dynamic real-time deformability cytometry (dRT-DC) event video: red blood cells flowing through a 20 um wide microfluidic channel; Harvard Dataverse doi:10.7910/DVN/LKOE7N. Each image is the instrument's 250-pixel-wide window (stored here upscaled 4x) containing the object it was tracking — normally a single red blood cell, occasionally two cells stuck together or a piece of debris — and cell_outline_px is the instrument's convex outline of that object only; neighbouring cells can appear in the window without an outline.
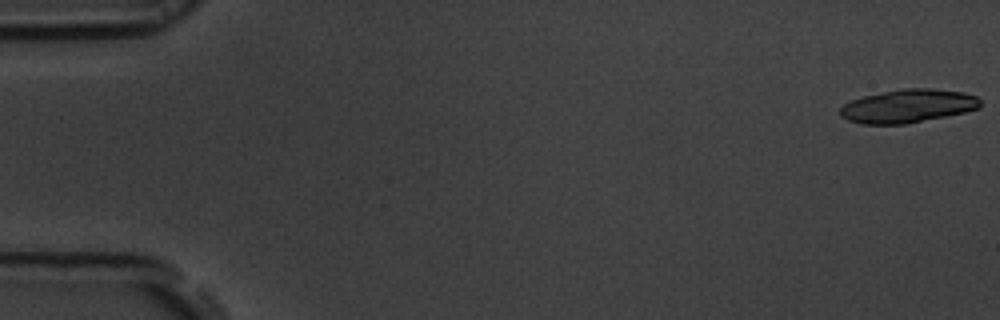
{"species": "common noctule bat (a hibernating species)", "species_latin": "Nyctalus noctula", "temperature_condition": "room temperature", "stored_images_in_passage": 19, "camera_frame_rate_fps": 3000, "um_per_image_px": 0.085, "animal": {"sex": "male", "body_mass_g": 19.5, "forearm_length_mm": 54.6}, "frame": {"image": 1, "passage_image": 1, "time_ms": 0.0, "image_size_px": [1000, 320], "cell_outline_px": [[980, 108], [964, 112], [904, 124], [860, 124], [848, 120], [840, 116], [840, 108], [844, 104], [852, 100], [864, 96], [904, 88], [932, 88], [964, 92], [976, 96], [980, 100]], "centroid_in_image_um": [77.17, 9.01], "position_along_channel_um": 7.8, "area_um2": 27.05}}